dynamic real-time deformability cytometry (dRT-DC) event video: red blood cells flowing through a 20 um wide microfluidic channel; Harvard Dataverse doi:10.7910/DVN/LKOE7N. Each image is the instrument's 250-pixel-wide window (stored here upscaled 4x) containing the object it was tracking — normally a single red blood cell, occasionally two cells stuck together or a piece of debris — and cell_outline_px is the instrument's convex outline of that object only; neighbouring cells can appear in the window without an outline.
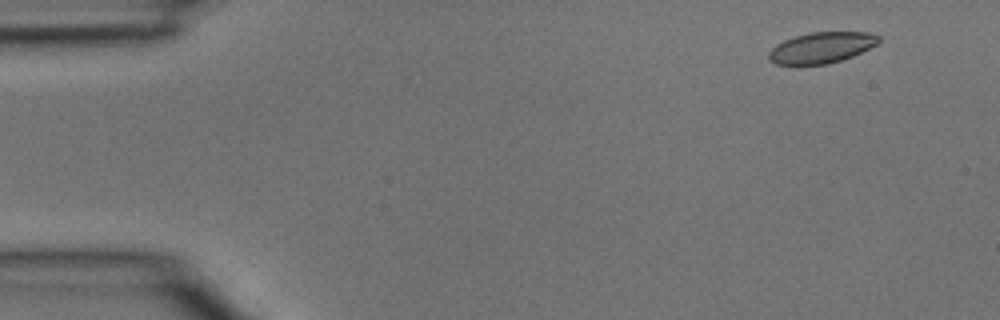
{"species": "common noctule bat (a hibernating species)", "species_latin": "Nyctalus noctula", "temperature_condition": "room temperature", "stored_images_in_passage": 4, "camera_frame_rate_fps": 3000, "um_per_image_px": 0.085, "animal": {"sex": "male", "body_mass_g": 15.6}, "frame": {"image": 1, "passage_image": 1, "time_ms": 0.0, "image_size_px": [1000, 320], "cell_outline_px": [[880, 40], [876, 44], [852, 56], [828, 64], [776, 64], [768, 60], [768, 52], [776, 44], [784, 40], [796, 36], [812, 32], [868, 32], [880, 36]], "centroid_in_image_um": [69.8, 4.04], "position_along_channel_um": 15.2, "area_um2": 19.59}}
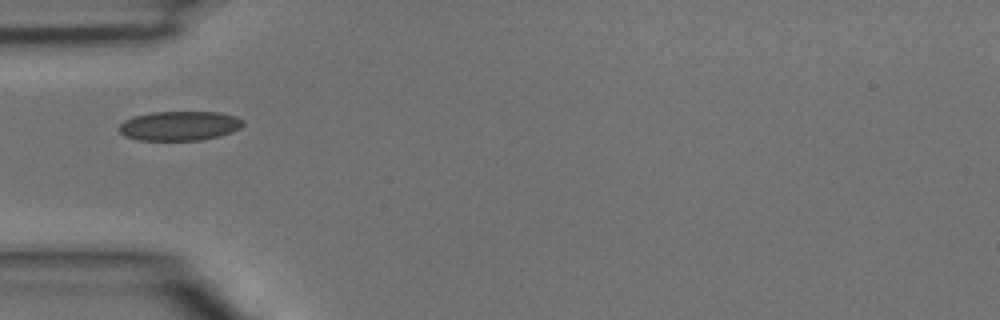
{"frame": {"image": 2, "passage_image": 3, "time_ms": 0.667, "image_size_px": [1000, 320], "cell_outline_px": [[244, 124], [240, 128], [232, 132], [220, 136], [200, 140], [136, 140], [124, 136], [120, 132], [120, 124], [124, 120], [132, 116], [152, 112], [220, 112], [236, 116], [244, 120]], "centroid_in_image_um": [15.27, 10.69], "position_along_channel_um": 69.7, "area_um2": 21.44}}